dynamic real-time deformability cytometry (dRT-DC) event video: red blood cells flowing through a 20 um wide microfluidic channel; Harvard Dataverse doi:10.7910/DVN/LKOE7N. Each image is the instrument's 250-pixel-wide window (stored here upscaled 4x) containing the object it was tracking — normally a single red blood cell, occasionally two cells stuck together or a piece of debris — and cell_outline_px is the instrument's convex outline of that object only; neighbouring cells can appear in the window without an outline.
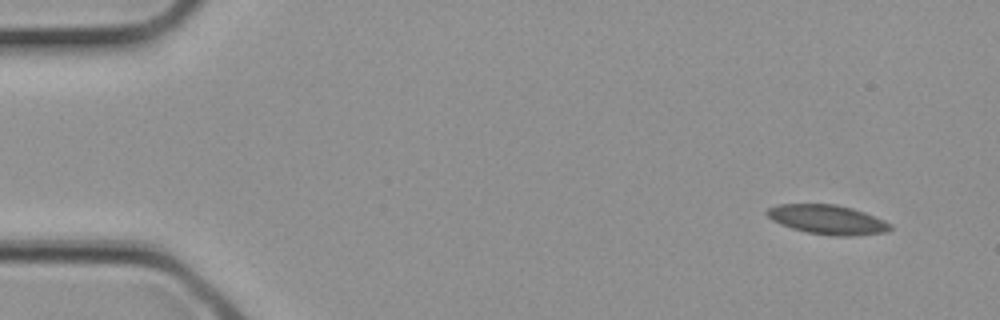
{"species": "common noctule bat (a hibernating species)", "species_latin": "Nyctalus noctula", "temperature_condition": "cold", "stored_images_in_passage": 3, "camera_frame_rate_fps": 3000, "um_per_image_px": 0.085, "animal": {"sex": "female", "body_mass_g": 21.9}, "frame": {"image": 1, "passage_image": 1, "time_ms": 0.0, "image_size_px": [1000, 320], "cell_outline_px": [[892, 228], [888, 232], [852, 236], [836, 236], [808, 232], [792, 228], [780, 224], [772, 220], [764, 212], [768, 208], [780, 204], [836, 204], [852, 208], [864, 212], [884, 220], [892, 224]], "centroid_in_image_um": [70.35, 18.66], "position_along_channel_um": 14.6, "area_um2": 21.1}}